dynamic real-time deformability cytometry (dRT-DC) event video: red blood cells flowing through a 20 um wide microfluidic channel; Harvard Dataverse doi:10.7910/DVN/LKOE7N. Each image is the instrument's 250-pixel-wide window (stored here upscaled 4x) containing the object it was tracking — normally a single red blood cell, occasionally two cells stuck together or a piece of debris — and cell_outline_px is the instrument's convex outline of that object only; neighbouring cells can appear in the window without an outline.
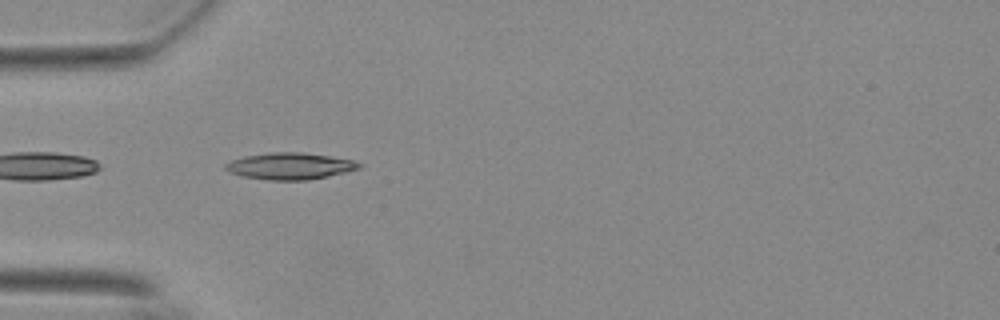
{"species": "Egyptian fruit bat (a non-hibernating species)", "species_latin": "Rousettus aegyptiacus", "temperature_condition": "warm", "stored_images_in_passage": 13, "camera_frame_rate_fps": 3000, "um_per_image_px": 0.085, "animal": {"sex": "female"}, "frame": {"image": 1, "passage_image": 3, "time_ms": 0.667, "image_size_px": [1000, 320], "cell_outline_px": [[360, 168], [328, 176], [308, 180], [268, 180], [244, 176], [228, 172], [224, 168], [224, 164], [232, 160], [244, 156], [272, 152], [300, 152], [328, 156], [352, 160], [360, 164]], "centroid_in_image_um": [24.59, 14.12], "position_along_channel_um": 60.4, "area_um2": 20.52}}
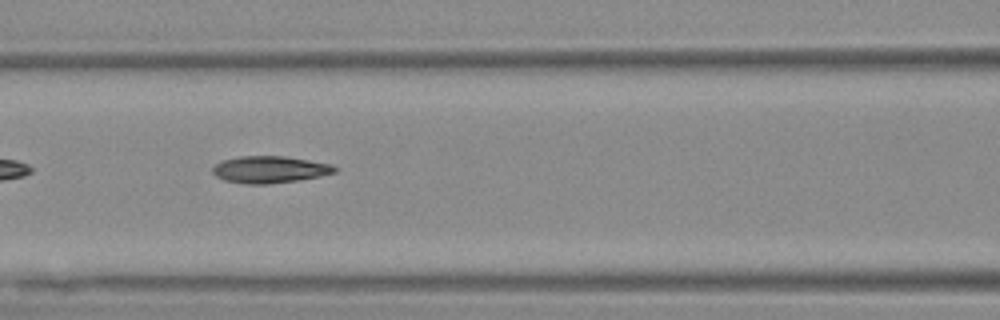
{"frame": {"image": 2, "passage_image": 10, "time_ms": 3.0, "image_size_px": [1000, 320], "cell_outline_px": [[340, 168], [336, 172], [320, 176], [296, 180], [268, 184], [244, 184], [224, 180], [216, 176], [212, 172], [212, 168], [216, 164], [224, 160], [240, 156], [284, 156], [332, 164]], "centroid_in_image_um": [22.94, 14.41], "position_along_channel_um": 143.7, "area_um2": 19.13}}